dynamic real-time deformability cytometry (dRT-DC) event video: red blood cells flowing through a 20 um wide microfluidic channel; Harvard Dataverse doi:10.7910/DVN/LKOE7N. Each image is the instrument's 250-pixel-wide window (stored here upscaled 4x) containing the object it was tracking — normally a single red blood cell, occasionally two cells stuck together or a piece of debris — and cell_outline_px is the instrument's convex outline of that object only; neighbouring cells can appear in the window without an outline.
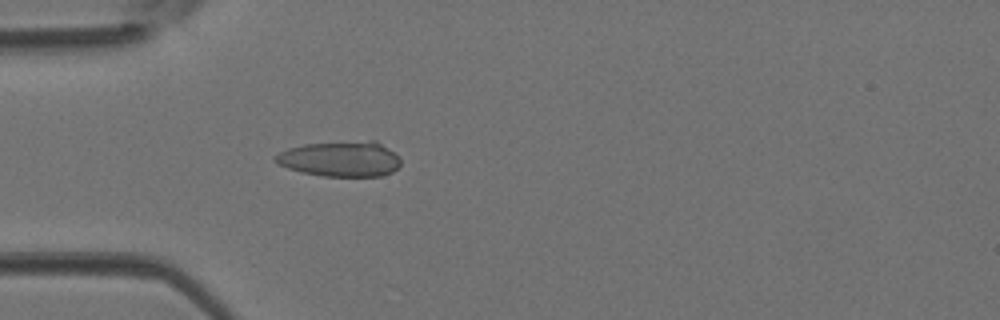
{"species": "Egyptian fruit bat (a non-hibernating species)", "species_latin": "Rousettus aegyptiacus", "temperature_condition": "room temperature", "stored_images_in_passage": 13, "camera_frame_rate_fps": 3000, "um_per_image_px": 0.085, "animal": {"sex": "female"}, "frame": {"image": 1, "passage_image": 1, "time_ms": 0.0, "image_size_px": [1000, 320], "cell_outline_px": [[400, 164], [392, 172], [380, 176], [324, 176], [304, 172], [288, 168], [280, 164], [272, 156], [288, 148], [304, 144], [372, 140], [376, 140], [400, 156]], "centroid_in_image_um": [28.97, 13.5], "position_along_channel_um": 56.0, "area_um2": 25.72}}
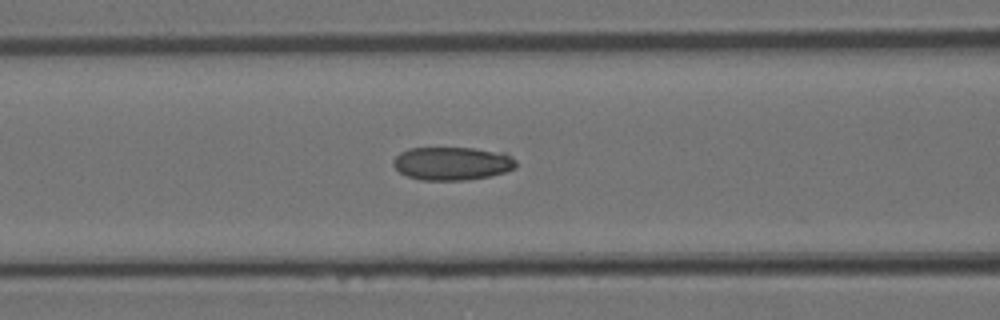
{"frame": {"image": 2, "passage_image": 6, "time_ms": 1.667, "image_size_px": [1000, 320], "cell_outline_px": [[516, 168], [504, 172], [488, 176], [464, 180], [420, 180], [408, 176], [400, 172], [392, 164], [392, 160], [400, 152], [408, 148], [472, 148], [504, 152], [512, 156], [516, 160]], "centroid_in_image_um": [38.43, 13.88], "position_along_channel_um": 128.2, "area_um2": 23.87}}
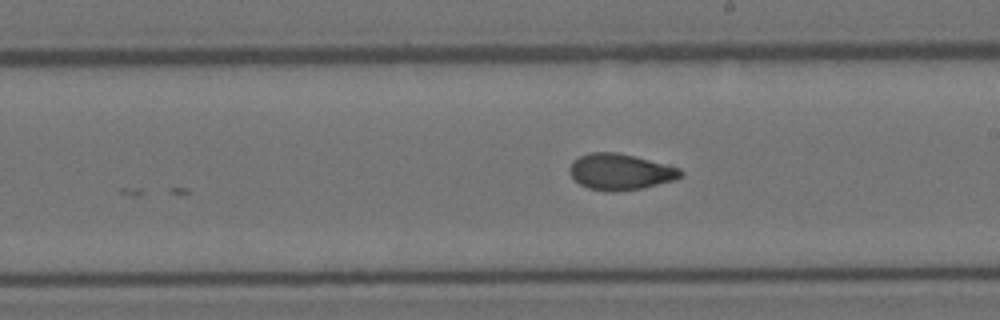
{"frame": {"image": 3, "passage_image": 13, "time_ms": 4.0, "image_size_px": [1000, 320], "cell_outline_px": [[684, 176], [676, 180], [644, 188], [616, 192], [612, 192], [588, 188], [580, 184], [568, 172], [568, 168], [572, 160], [588, 152], [616, 152], [680, 168], [684, 172]], "centroid_in_image_um": [52.73, 14.61], "position_along_channel_um": 236.3, "area_um2": 23.52}}